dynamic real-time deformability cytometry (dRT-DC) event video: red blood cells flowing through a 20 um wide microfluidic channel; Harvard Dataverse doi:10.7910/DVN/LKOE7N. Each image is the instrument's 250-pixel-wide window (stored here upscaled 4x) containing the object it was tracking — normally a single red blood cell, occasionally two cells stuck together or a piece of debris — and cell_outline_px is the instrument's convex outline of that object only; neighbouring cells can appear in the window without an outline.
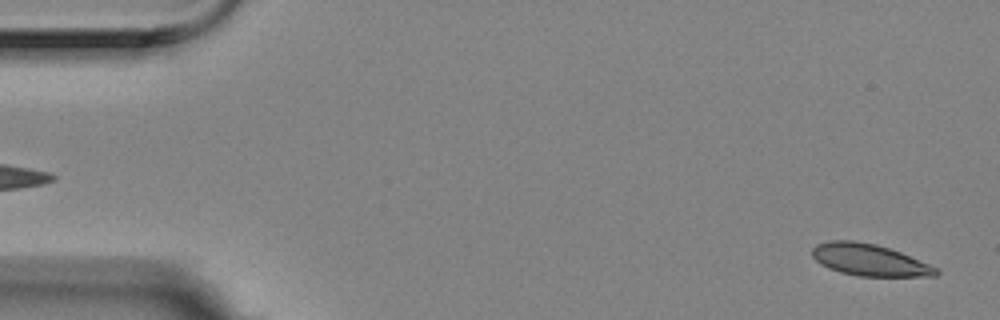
{"species": "Egyptian fruit bat (a non-hibernating species)", "species_latin": "Rousettus aegyptiacus", "temperature_condition": "room temperature", "stored_images_in_passage": 4, "segment_of_instrument_passage": [2, 2], "camera_frame_rate_fps": 3000, "um_per_image_px": 0.085, "animal": {"sex": "female"}, "frame": {"image": 1, "passage_image": 4, "time_ms": 1.0, "image_size_px": [1000, 320], "cell_outline_px": [[940, 272], [936, 276], [860, 276], [840, 272], [828, 268], [820, 264], [812, 256], [812, 248], [816, 244], [832, 240], [852, 240], [876, 244], [900, 252], [940, 268]], "centroid_in_image_um": [73.91, 22.09], "position_along_channel_um": 11.1, "area_um2": 23.0}}